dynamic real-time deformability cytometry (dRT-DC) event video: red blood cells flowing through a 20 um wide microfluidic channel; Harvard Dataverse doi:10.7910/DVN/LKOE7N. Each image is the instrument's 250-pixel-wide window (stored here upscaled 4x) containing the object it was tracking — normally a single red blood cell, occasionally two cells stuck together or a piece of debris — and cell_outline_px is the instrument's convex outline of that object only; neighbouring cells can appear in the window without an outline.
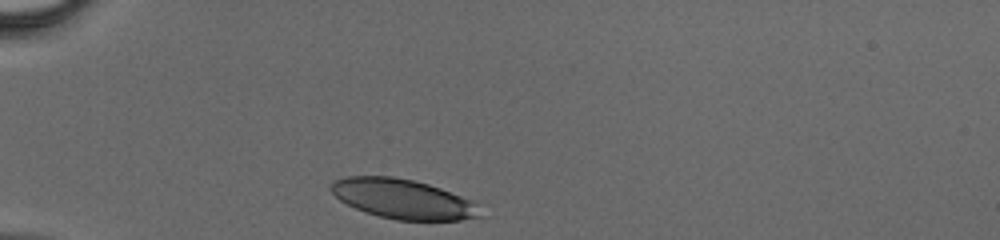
{"species": "human", "species_latin": "Homo sapiens", "temperature_condition": "cold", "stored_images_in_passage": 26, "camera_frame_rate_fps": 3000, "um_per_image_px": 0.085, "donor": {"sex": "male"}, "frame": {"image": 1, "passage_image": 1, "time_ms": 0.0, "image_size_px": [1000, 240], "cell_outline_px": [[488, 216], [460, 220], [396, 220], [380, 216], [356, 208], [340, 200], [328, 188], [332, 180], [348, 176], [392, 176], [412, 180], [428, 184], [440, 188], [472, 200]], "centroid_in_image_um": [34.29, 16.91], "position_along_channel_um": 50.7, "area_um2": 34.56}}
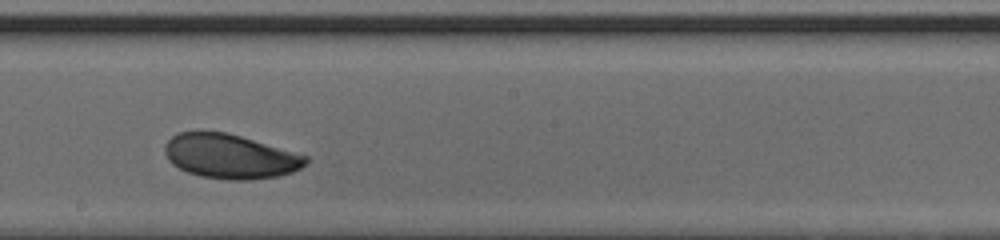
{"frame": {"image": 2, "passage_image": 15, "time_ms": 4.667, "image_size_px": [1000, 240], "cell_outline_px": [[308, 160], [300, 168], [292, 172], [280, 176], [252, 180], [228, 180], [200, 176], [188, 172], [172, 164], [168, 160], [164, 152], [164, 144], [172, 136], [180, 132], [228, 132], [308, 156]], "centroid_in_image_um": [19.55, 13.3], "position_along_channel_um": 228.7, "area_um2": 36.47}}
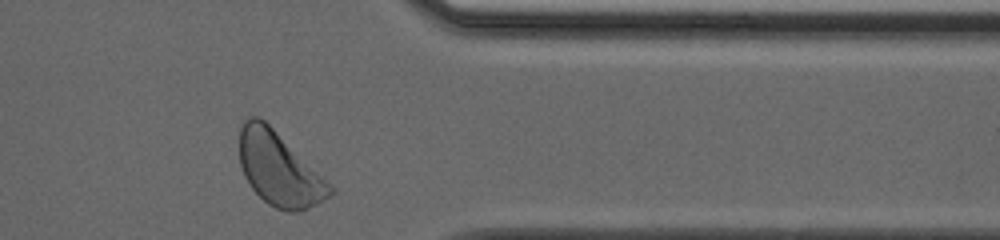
{"frame": {"image": 3, "passage_image": 26, "time_ms": 8.333, "image_size_px": [1000, 240], "cell_outline_px": [[332, 192], [328, 196], [316, 204], [296, 212], [288, 212], [276, 208], [268, 204], [252, 188], [244, 176], [240, 164], [240, 128], [244, 120], [248, 116], [260, 116], [332, 188]], "centroid_in_image_um": [23.63, 14.36], "position_along_channel_um": 387.8, "area_um2": 37.34}}